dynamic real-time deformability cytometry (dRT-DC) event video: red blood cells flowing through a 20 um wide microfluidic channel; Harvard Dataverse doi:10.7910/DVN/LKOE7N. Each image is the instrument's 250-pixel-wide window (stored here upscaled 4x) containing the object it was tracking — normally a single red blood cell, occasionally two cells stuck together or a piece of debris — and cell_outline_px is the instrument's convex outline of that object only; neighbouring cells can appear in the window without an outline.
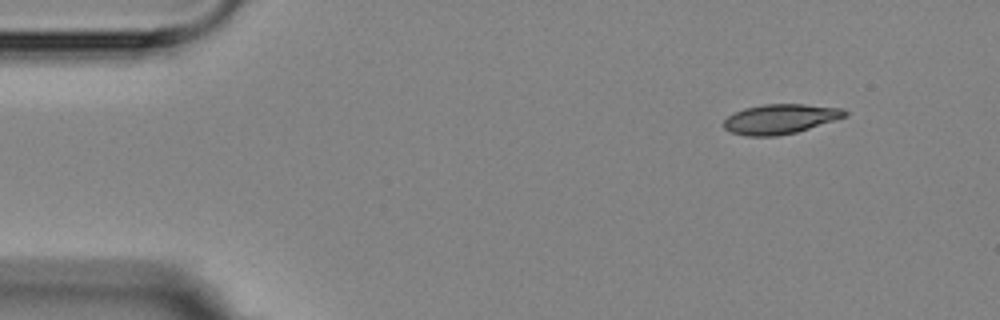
{"species": "Egyptian fruit bat (a non-hibernating species)", "species_latin": "Rousettus aegyptiacus", "temperature_condition": "room temperature", "stored_images_in_passage": 2, "camera_frame_rate_fps": 3000, "um_per_image_px": 0.085, "animal": {"sex": "female"}, "frame": {"image": 1, "passage_image": 2, "time_ms": 1.667, "image_size_px": [1000, 320], "cell_outline_px": [[848, 116], [796, 132], [776, 136], [744, 136], [732, 132], [724, 128], [724, 120], [728, 116], [744, 108], [764, 104], [804, 104], [844, 108], [848, 112]], "centroid_in_image_um": [66.35, 10.11], "position_along_channel_um": 18.7, "area_um2": 20.98}}